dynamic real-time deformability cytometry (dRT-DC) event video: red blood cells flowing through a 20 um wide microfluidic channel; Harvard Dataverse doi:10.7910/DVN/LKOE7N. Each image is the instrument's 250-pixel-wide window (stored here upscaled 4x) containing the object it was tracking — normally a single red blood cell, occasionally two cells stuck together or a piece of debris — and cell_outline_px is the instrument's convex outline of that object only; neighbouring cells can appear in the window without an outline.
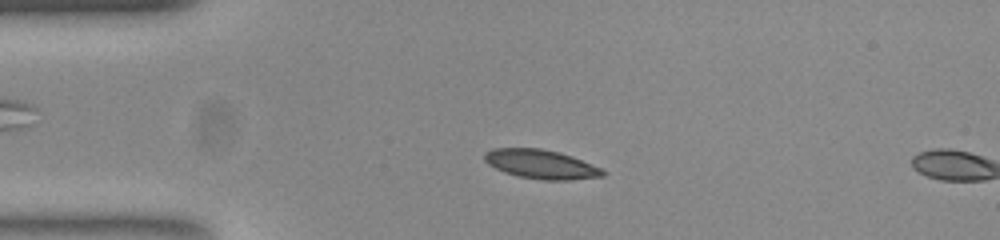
{"species": "common noctule bat (a hibernating species)", "species_latin": "Nyctalus noctula", "temperature_condition": "room temperature", "stored_images_in_passage": 3, "camera_frame_rate_fps": 3000, "um_per_image_px": 0.085, "animal": {"sex": "female", "body_mass_g": 23.0, "forearm_length_mm": 53.4}, "frame": {"image": 1, "passage_image": 1, "time_ms": 0.0, "image_size_px": [1000, 240], "cell_outline_px": [[604, 176], [572, 180], [540, 180], [520, 176], [504, 172], [488, 164], [484, 160], [484, 152], [492, 148], [540, 148], [560, 152], [572, 156], [600, 168], [604, 172]], "centroid_in_image_um": [45.96, 13.95], "position_along_channel_um": 39.0, "area_um2": 20.0}}